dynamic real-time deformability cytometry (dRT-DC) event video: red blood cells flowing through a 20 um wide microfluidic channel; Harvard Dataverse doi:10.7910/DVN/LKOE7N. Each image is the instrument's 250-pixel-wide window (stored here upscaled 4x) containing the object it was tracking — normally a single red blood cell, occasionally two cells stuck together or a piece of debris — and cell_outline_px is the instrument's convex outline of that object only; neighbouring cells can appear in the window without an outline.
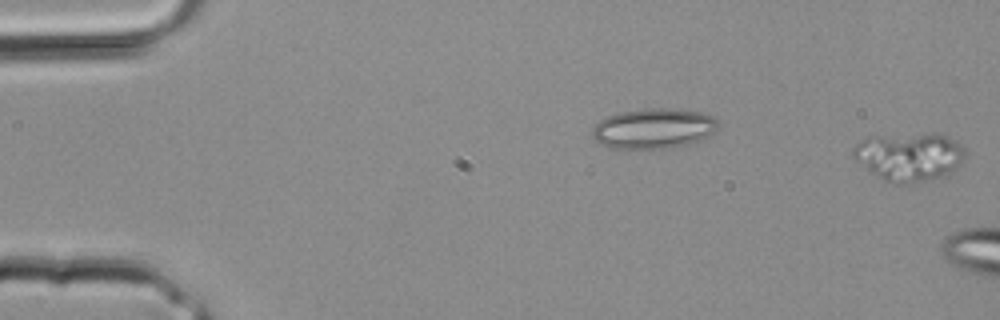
{"species": "common noctule bat (a hibernating species)", "species_latin": "Nyctalus noctula", "temperature_condition": "room temperature", "stored_images_in_passage": 2, "camera_frame_rate_fps": 3000, "um_per_image_px": 0.085, "animal": {"sex": "male", "body_mass_g": 20.4}, "frame": {"image": 1, "passage_image": 2, "time_ms": 0.333, "image_size_px": [1000, 320], "cell_outline_px": [[964, 156], [956, 168], [944, 176], [924, 180], [884, 180], [872, 172], [856, 160], [852, 156], [852, 148], [856, 144], [864, 140], [876, 136], [944, 136], [960, 144], [964, 148]], "centroid_in_image_um": [77.26, 13.31], "position_along_channel_um": 7.7, "area_um2": 29.42}}